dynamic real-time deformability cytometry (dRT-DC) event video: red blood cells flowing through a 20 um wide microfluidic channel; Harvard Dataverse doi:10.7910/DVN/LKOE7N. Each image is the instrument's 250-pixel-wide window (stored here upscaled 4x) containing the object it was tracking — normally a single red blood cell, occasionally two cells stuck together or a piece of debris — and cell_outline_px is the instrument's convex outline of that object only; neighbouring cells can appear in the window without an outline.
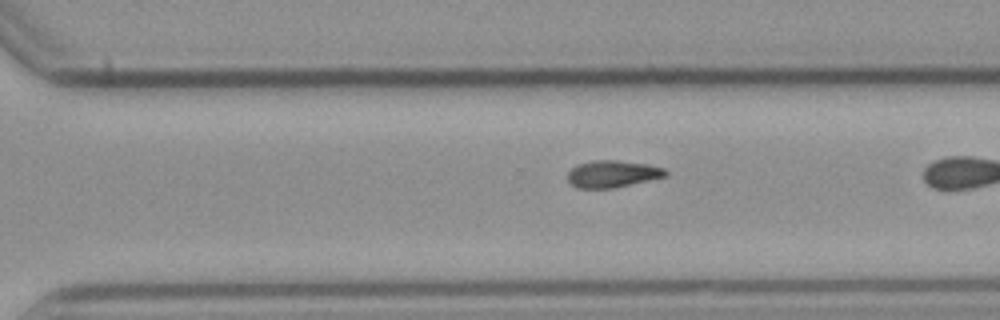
{"species": "common noctule bat (a hibernating species)", "species_latin": "Nyctalus noctula", "temperature_condition": "cold", "stored_images_in_passage": 32, "camera_frame_rate_fps": 3000, "um_per_image_px": 0.085, "animal": {"sex": "male", "body_mass_g": 23.1, "forearm_length_mm": 52.7}, "frame": {"image": 1, "passage_image": 28, "time_ms": 9.0, "image_size_px": [1000, 320], "cell_outline_px": [[668, 172], [664, 176], [616, 188], [576, 188], [568, 180], [568, 172], [576, 164], [592, 160], [616, 160], [648, 164], [664, 168]], "centroid_in_image_um": [52.03, 14.77], "position_along_channel_um": 318.6, "area_um2": 15.37}}